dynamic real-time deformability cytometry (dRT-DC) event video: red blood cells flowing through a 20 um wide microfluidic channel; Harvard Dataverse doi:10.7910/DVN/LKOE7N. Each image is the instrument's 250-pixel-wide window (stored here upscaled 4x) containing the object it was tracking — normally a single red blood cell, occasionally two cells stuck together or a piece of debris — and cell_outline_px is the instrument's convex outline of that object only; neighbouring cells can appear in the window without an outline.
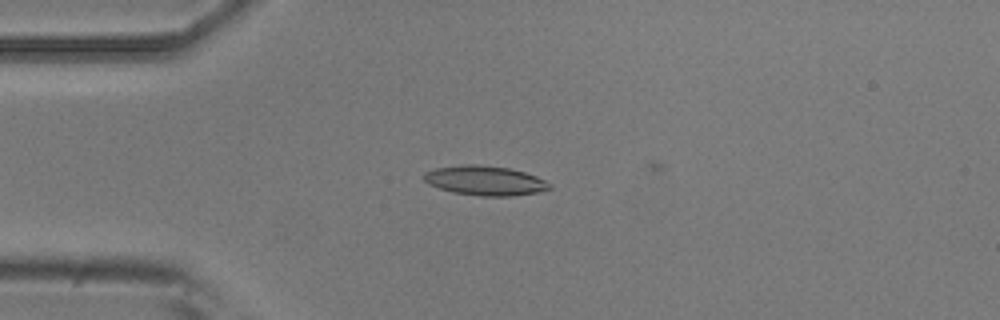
{"species": "common noctule bat (a hibernating species)", "species_latin": "Nyctalus noctula", "temperature_condition": "room temperature", "stored_images_in_passage": 6, "camera_frame_rate_fps": 3000, "um_per_image_px": 0.085, "animal": {"sex": "male", "body_mass_g": 20.5, "forearm_length_mm": 52.5}, "frame": {"image": 1, "passage_image": 5, "time_ms": 4.667, "image_size_px": [1000, 320], "cell_outline_px": [[552, 188], [540, 192], [512, 196], [480, 196], [452, 192], [428, 184], [424, 180], [424, 172], [436, 168], [464, 164], [480, 164], [508, 168], [524, 172], [536, 176], [552, 184]], "centroid_in_image_um": [41.24, 15.35], "position_along_channel_um": 43.8, "area_um2": 21.73}}